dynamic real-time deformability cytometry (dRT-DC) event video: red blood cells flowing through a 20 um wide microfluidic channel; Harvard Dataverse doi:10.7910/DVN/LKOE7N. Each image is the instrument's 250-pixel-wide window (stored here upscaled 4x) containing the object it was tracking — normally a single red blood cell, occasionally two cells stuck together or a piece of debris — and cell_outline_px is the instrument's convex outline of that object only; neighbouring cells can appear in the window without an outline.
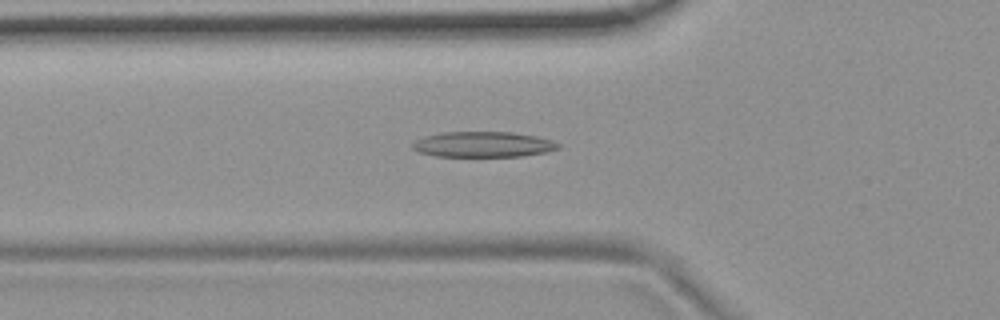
{"species": "common noctule bat (a hibernating species)", "species_latin": "Nyctalus noctula", "temperature_condition": "room temperature", "stored_images_in_passage": 49, "camera_frame_rate_fps": 3000, "um_per_image_px": 0.085, "animal": {"sex": "female", "body_mass_g": 19.9}, "frame": {"image": 1, "passage_image": 14, "time_ms": 4.333, "image_size_px": [1000, 320], "cell_outline_px": [[560, 148], [548, 152], [520, 156], [436, 156], [420, 152], [412, 148], [412, 144], [416, 140], [424, 136], [440, 132], [512, 132], [536, 136], [552, 140], [560, 144]], "centroid_in_image_um": [41.08, 12.27], "position_along_channel_um": 84.7, "area_um2": 21.68}}
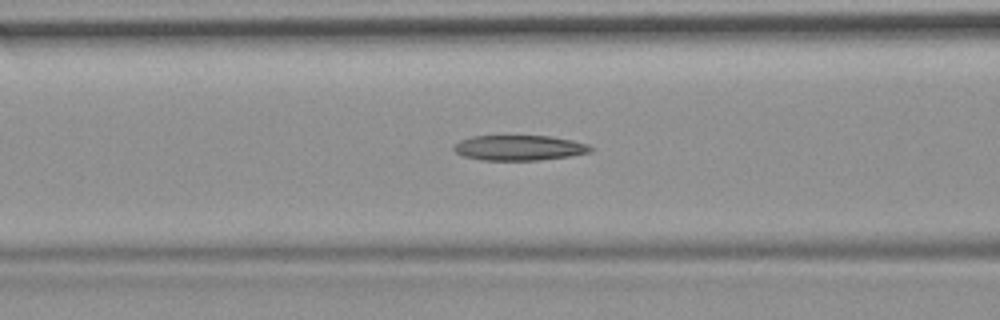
{"frame": {"image": 2, "passage_image": 17, "time_ms": 5.333, "image_size_px": [1000, 320], "cell_outline_px": [[596, 148], [592, 152], [568, 156], [536, 160], [480, 160], [464, 156], [456, 152], [452, 148], [460, 140], [472, 136], [552, 136], [572, 140], [588, 144]], "centroid_in_image_um": [44.16, 12.56], "position_along_channel_um": 122.4, "area_um2": 20.11}}
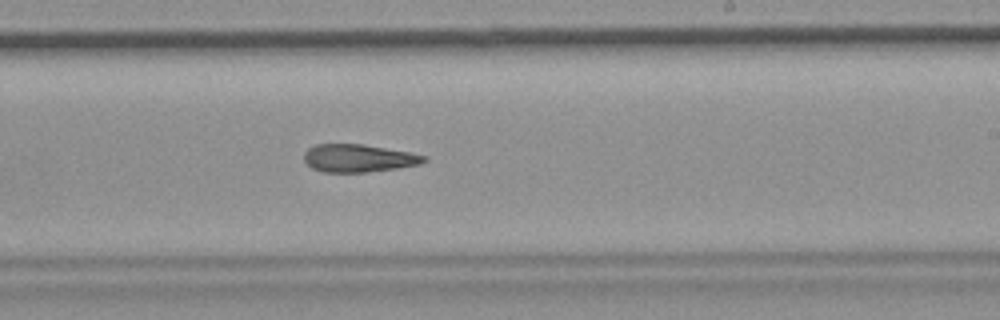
{"frame": {"image": 3, "passage_image": 28, "time_ms": 9.0, "image_size_px": [1000, 320], "cell_outline_px": [[428, 160], [420, 164], [396, 168], [368, 172], [324, 172], [312, 168], [304, 160], [304, 152], [308, 148], [316, 144], [364, 144], [408, 152], [428, 156]], "centroid_in_image_um": [30.47, 13.44], "position_along_channel_um": 258.5, "area_um2": 19.42}}